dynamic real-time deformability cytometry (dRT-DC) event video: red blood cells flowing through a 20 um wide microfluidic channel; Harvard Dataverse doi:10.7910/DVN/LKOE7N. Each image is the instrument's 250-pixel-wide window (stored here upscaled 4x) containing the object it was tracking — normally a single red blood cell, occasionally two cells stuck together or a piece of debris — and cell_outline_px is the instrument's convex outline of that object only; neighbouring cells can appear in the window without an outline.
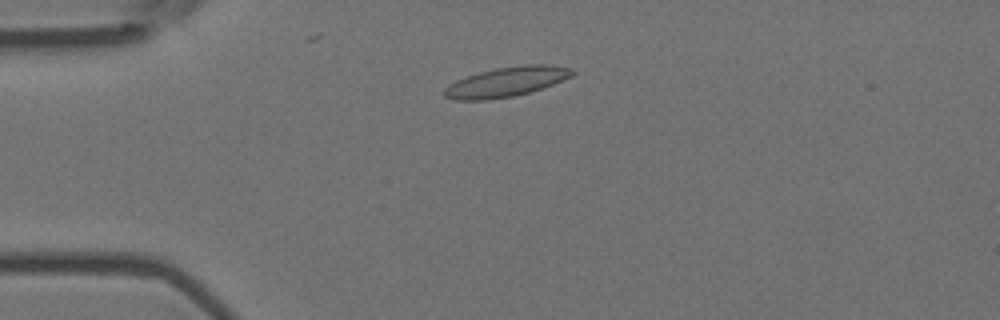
{"species": "Egyptian fruit bat (a non-hibernating species)", "species_latin": "Rousettus aegyptiacus", "temperature_condition": "room temperature", "stored_images_in_passage": 51, "camera_frame_rate_fps": 3000, "um_per_image_px": 0.085, "animal": {"sex": "female"}, "frame": {"image": 1, "passage_image": 9, "time_ms": 2.667, "image_size_px": [1000, 320], "cell_outline_px": [[576, 72], [572, 76], [552, 84], [528, 92], [512, 96], [488, 100], [456, 100], [444, 96], [440, 92], [448, 84], [456, 80], [480, 72], [496, 68], [524, 64], [548, 64], [572, 68]], "centroid_in_image_um": [43.01, 6.95], "position_along_channel_um": 42.0, "area_um2": 22.14}}
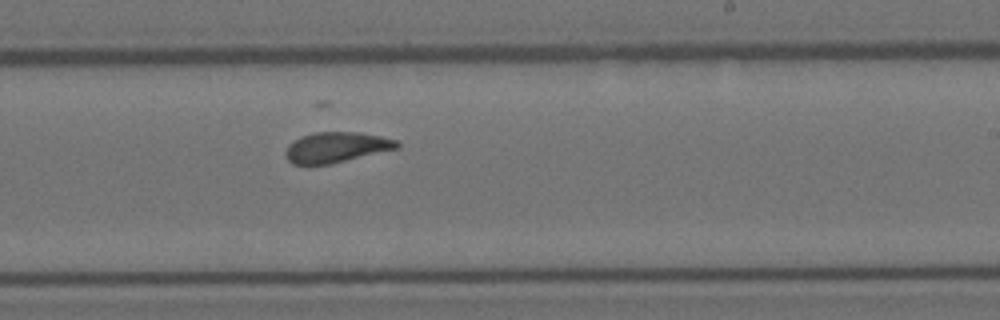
{"frame": {"image": 2, "passage_image": 29, "time_ms": 9.333, "image_size_px": [1000, 320], "cell_outline_px": [[400, 148], [328, 164], [292, 164], [288, 160], [284, 152], [288, 144], [300, 136], [316, 132], [360, 132], [380, 136], [396, 140], [400, 144]], "centroid_in_image_um": [28.57, 12.51], "position_along_channel_um": 260.4, "area_um2": 19.71}}
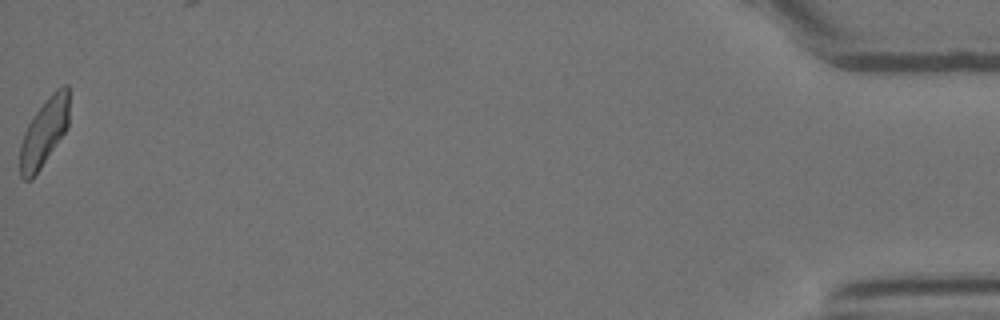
{"frame": {"image": 3, "passage_image": 51, "time_ms": 16.667, "image_size_px": [1000, 320], "cell_outline_px": [[68, 128], [32, 180], [24, 180], [20, 176], [20, 144], [24, 132], [32, 116], [52, 92], [56, 88], [64, 84], [68, 84]], "centroid_in_image_um": [3.74, 11.25], "position_along_channel_um": 431.5, "area_um2": 19.42}, "authors_computed_cell_mechanics": {"area_um2": 20.1722, "velocity_mm_per_s": 3.6752, "shape_relaxation_time_tau1_ms": 5.1868, "shape_relaxation_time_tau2_ms": 1.2558, "deformation_change_tau1": 0.1306, "deformation_change_tau2": 0.085}}